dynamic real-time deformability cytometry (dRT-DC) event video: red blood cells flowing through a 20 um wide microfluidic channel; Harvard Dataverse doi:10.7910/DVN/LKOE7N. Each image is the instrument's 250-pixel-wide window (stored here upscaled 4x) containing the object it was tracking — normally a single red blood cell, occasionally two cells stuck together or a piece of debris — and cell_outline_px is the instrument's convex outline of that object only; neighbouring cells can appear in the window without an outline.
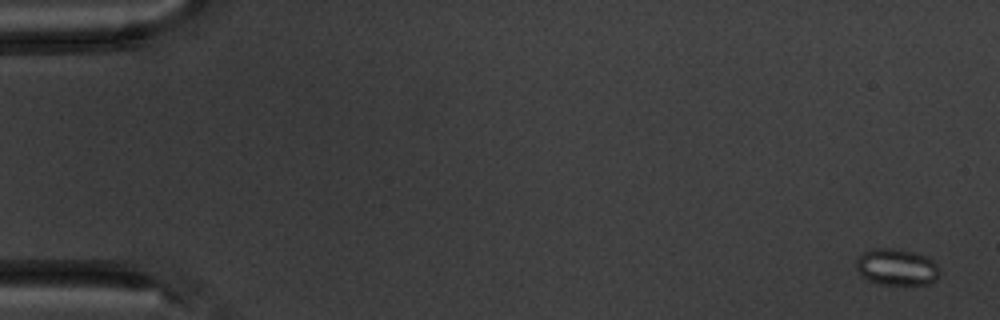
{"species": "common noctule bat (a hibernating species)", "species_latin": "Nyctalus noctula", "temperature_condition": "warm", "stored_images_in_passage": 8, "camera_frame_rate_fps": 3000, "um_per_image_px": 0.085, "animal": {"sex": "male", "body_mass_g": 20.1, "forearm_length_mm": 53.5}, "frame": {"image": 1, "passage_image": 1, "time_ms": 0.0, "image_size_px": [1000, 320], "cell_outline_px": [[940, 272], [936, 280], [928, 284], [880, 284], [868, 280], [860, 276], [856, 268], [856, 256], [864, 252], [876, 248], [892, 248], [912, 252], [924, 256], [932, 260], [936, 264]], "centroid_in_image_um": [76.17, 22.71], "position_along_channel_um": 8.8, "area_um2": 17.74}}
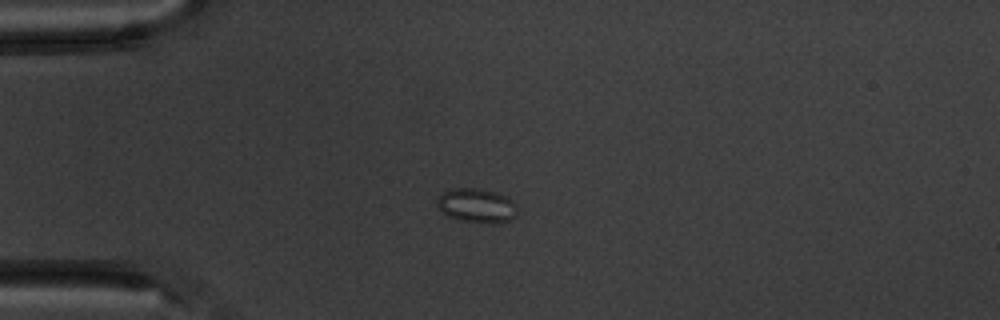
{"frame": {"image": 2, "passage_image": 4, "time_ms": 4.333, "image_size_px": [1000, 320], "cell_outline_px": [[516, 216], [512, 220], [496, 224], [460, 220], [448, 216], [436, 204], [436, 200], [448, 188], [480, 188], [496, 192], [508, 196], [516, 212]], "centroid_in_image_um": [40.51, 17.47], "position_along_channel_um": 44.5, "area_um2": 15.95}}
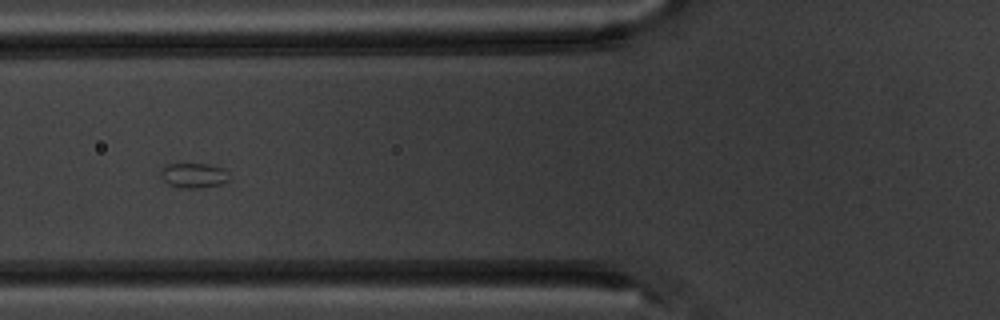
{"frame": {"image": 3, "passage_image": 6, "time_ms": 6.667, "image_size_px": [1000, 320], "cell_outline_px": [[232, 176], [228, 180], [220, 184], [192, 188], [180, 188], [168, 184], [160, 176], [160, 172], [164, 164], [208, 164], [224, 168]], "centroid_in_image_um": [16.47, 14.89], "position_along_channel_um": 109.3, "area_um2": 10.0}}